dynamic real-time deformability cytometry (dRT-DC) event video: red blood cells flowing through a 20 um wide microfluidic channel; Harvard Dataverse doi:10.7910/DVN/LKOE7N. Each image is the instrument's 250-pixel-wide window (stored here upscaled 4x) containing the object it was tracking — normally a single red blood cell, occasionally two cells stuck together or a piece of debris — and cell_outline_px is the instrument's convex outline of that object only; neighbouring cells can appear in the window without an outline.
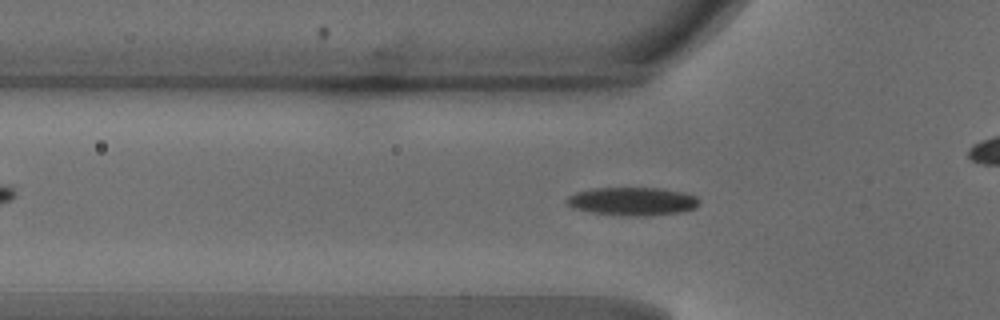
{"species": "common noctule bat (a hibernating species)", "species_latin": "Nyctalus noctula", "temperature_condition": "warm", "stored_images_in_passage": 32, "camera_frame_rate_fps": 3000, "um_per_image_px": 0.085, "animal": {"sex": "male", "body_mass_g": 18.8}, "frame": {"image": 1, "passage_image": 8, "time_ms": 2.333, "image_size_px": [1000, 320], "cell_outline_px": [[700, 204], [696, 208], [684, 212], [652, 216], [620, 216], [592, 212], [572, 208], [564, 200], [568, 196], [576, 192], [592, 188], [660, 188], [684, 192], [696, 196], [700, 200]], "centroid_in_image_um": [53.79, 17.12], "position_along_channel_um": 72.0, "area_um2": 22.25}}
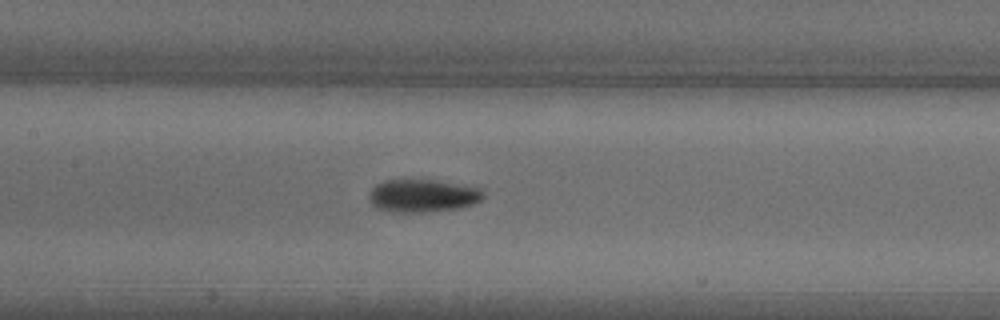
{"frame": {"image": 2, "passage_image": 15, "time_ms": 4.667, "image_size_px": [1000, 320], "cell_outline_px": [[484, 196], [480, 200], [472, 204], [460, 208], [424, 212], [396, 212], [376, 208], [368, 200], [368, 196], [372, 188], [376, 184], [384, 180], [436, 180], [480, 188], [484, 192]], "centroid_in_image_um": [35.9, 16.63], "position_along_channel_um": 171.5, "area_um2": 21.85}}
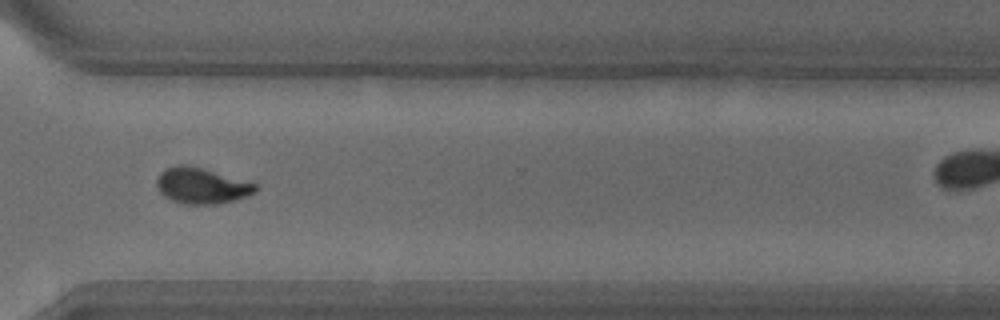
{"frame": {"image": 3, "passage_image": 28, "time_ms": 9.0, "image_size_px": [1000, 320], "cell_outline_px": [[260, 188], [256, 192], [248, 196], [216, 204], [180, 204], [164, 196], [160, 192], [156, 184], [156, 180], [160, 172], [164, 168], [176, 164], [184, 164], [200, 168], [256, 184]], "centroid_in_image_um": [17.09, 15.79], "position_along_channel_um": 353.5, "area_um2": 20.52}}